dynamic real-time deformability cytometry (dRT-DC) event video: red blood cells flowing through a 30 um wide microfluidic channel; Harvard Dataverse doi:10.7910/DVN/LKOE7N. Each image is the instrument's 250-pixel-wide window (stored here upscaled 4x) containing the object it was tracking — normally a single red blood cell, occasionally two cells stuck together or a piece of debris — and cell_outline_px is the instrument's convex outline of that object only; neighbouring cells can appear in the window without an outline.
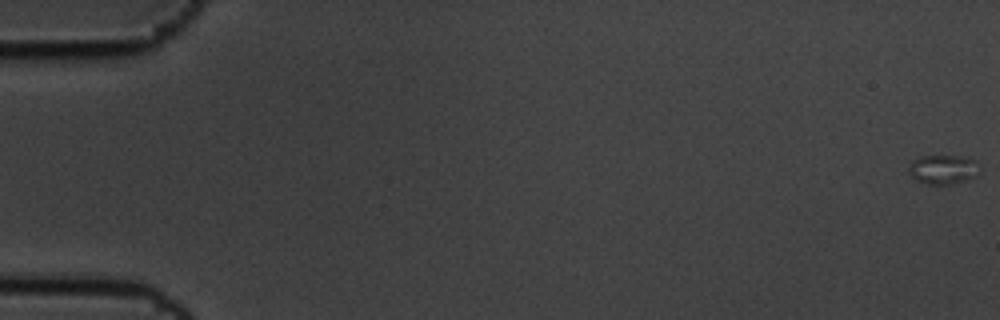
{"species": "common noctule bat (a hibernating species)", "species_latin": "Nyctalus noctula", "temperature_condition": "cold", "stored_images_in_passage": 20, "camera_frame_rate_fps": 3000, "um_per_image_px": 0.085, "animal": {"sex": "male", "body_mass_g": 19.5, "forearm_length_mm": 54.6}, "frame": {"image": 1, "passage_image": 1, "time_ms": 0.0, "image_size_px": [1000, 320], "cell_outline_px": [[976, 176], [952, 184], [928, 184], [916, 180], [908, 172], [908, 168], [912, 160], [920, 156], [968, 156], [976, 160]], "centroid_in_image_um": [80.12, 14.38], "position_along_channel_um": 4.9, "area_um2": 11.96}}